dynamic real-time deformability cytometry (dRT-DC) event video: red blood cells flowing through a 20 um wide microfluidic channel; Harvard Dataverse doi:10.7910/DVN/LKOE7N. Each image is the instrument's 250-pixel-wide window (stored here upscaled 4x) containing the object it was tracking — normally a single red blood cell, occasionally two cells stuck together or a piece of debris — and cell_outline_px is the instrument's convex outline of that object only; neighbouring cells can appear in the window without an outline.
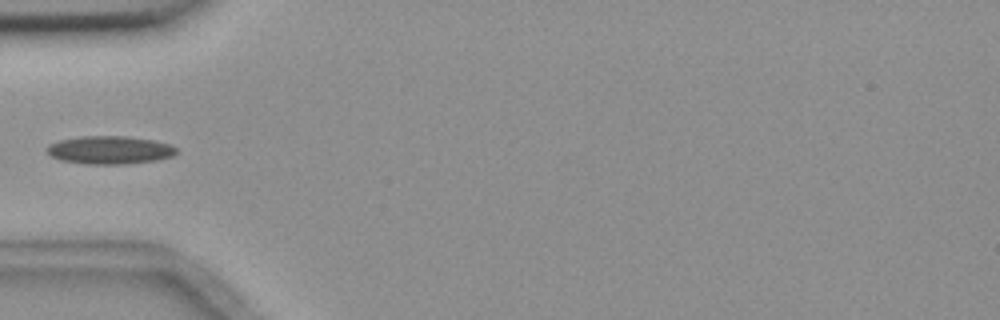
{"species": "common noctule bat (a hibernating species)", "species_latin": "Nyctalus noctula", "temperature_condition": "room temperature", "stored_images_in_passage": 6, "camera_frame_rate_fps": 3000, "um_per_image_px": 0.085, "animal": {"sex": "female", "body_mass_g": 18.4}, "frame": {"image": 1, "passage_image": 5, "time_ms": 4.667, "image_size_px": [1000, 320], "cell_outline_px": [[180, 152], [172, 156], [156, 160], [124, 164], [84, 164], [60, 160], [52, 156], [44, 148], [48, 144], [60, 140], [80, 136], [124, 136], [152, 140], [172, 144]], "centroid_in_image_um": [9.33, 12.75], "position_along_channel_um": 75.7, "area_um2": 21.33}}